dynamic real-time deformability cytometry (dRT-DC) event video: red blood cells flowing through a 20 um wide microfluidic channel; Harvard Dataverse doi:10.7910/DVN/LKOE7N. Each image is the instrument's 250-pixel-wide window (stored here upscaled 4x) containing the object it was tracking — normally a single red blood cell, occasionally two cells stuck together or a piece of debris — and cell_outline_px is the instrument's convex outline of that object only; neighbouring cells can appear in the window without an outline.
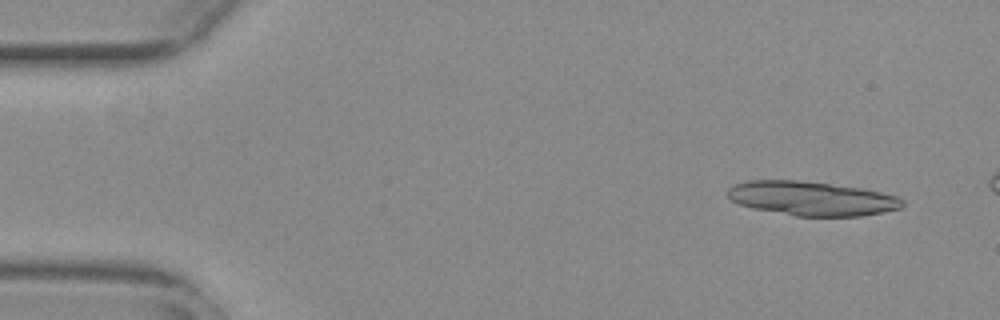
{"species": "common noctule bat (a hibernating species)", "species_latin": "Nyctalus noctula", "temperature_condition": "warm", "stored_images_in_passage": 12, "camera_frame_rate_fps": 3000, "um_per_image_px": 0.085, "animal": {"sex": "female", "body_mass_g": 29.2, "forearm_length_mm": 56.3}, "frame": {"image": 1, "passage_image": 3, "time_ms": 0.667, "image_size_px": [1000, 320], "cell_outline_px": [[904, 204], [900, 208], [884, 212], [860, 216], [796, 216], [752, 208], [740, 204], [732, 200], [728, 196], [728, 188], [736, 184], [748, 180], [796, 180], [860, 188], [880, 192], [896, 196], [904, 200]], "centroid_in_image_um": [68.99, 16.87], "position_along_channel_um": 16.0, "area_um2": 34.51}}